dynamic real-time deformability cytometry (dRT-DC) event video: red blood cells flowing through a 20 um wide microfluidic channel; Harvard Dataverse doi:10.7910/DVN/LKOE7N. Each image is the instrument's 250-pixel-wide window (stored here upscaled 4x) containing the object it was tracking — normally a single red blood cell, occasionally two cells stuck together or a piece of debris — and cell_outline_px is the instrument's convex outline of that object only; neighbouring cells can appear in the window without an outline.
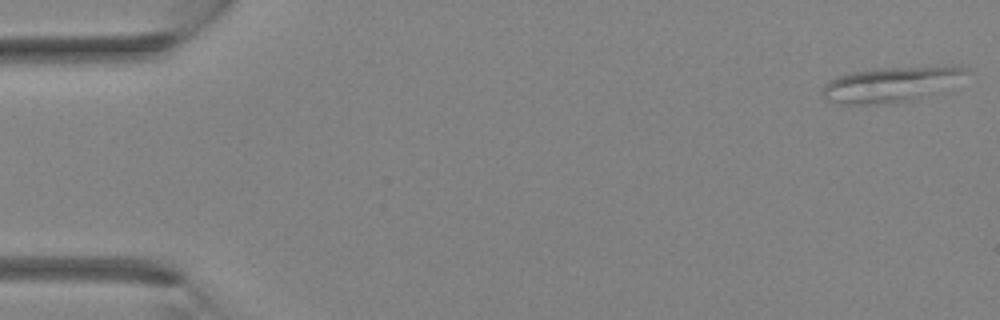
{"species": "Egyptian fruit bat (a non-hibernating species)", "species_latin": "Rousettus aegyptiacus", "temperature_condition": "room temperature", "stored_images_in_passage": 34, "camera_frame_rate_fps": 3000, "um_per_image_px": 0.085, "animal": {"sex": "female"}, "frame": {"image": 1, "passage_image": 1, "time_ms": 0.0, "image_size_px": [1000, 320], "cell_outline_px": [[968, 72], [912, 100], [888, 104], [840, 104], [824, 100], [820, 92], [824, 84], [828, 80], [836, 76], [852, 72], [880, 68], [956, 64], [960, 64], [968, 68]], "centroid_in_image_um": [75.55, 7.14], "position_along_channel_um": 9.4, "area_um2": 29.07}}
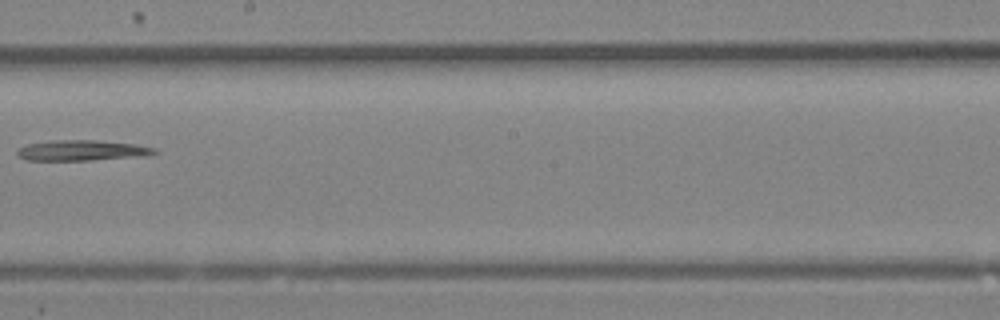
{"frame": {"image": 2, "passage_image": 20, "time_ms": 6.333, "image_size_px": [1000, 320], "cell_outline_px": [[160, 152], [148, 156], [92, 160], [24, 160], [16, 152], [20, 148], [28, 144], [52, 140], [96, 140], [136, 144], [156, 148]], "centroid_in_image_um": [7.05, 12.79], "position_along_channel_um": 241.1, "area_um2": 16.53}}
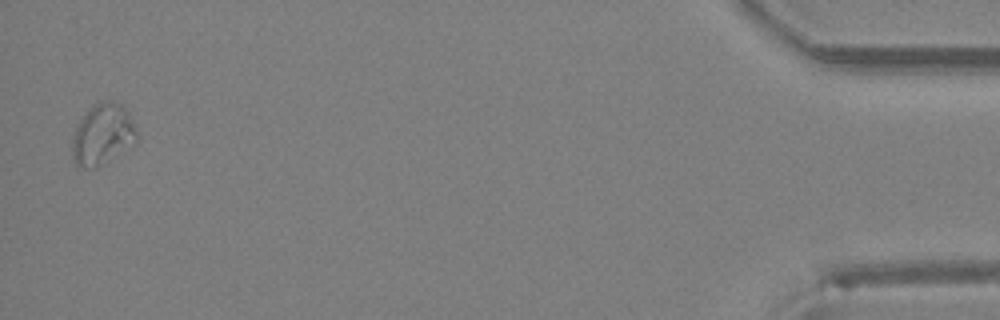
{"frame": {"image": 3, "passage_image": 34, "time_ms": 11.0, "image_size_px": [1000, 320], "cell_outline_px": [[136, 140], [132, 144], [96, 168], [84, 168], [76, 164], [72, 160], [72, 140], [76, 128], [80, 120], [100, 100], [112, 100], [120, 104], [128, 112], [136, 132]], "centroid_in_image_um": [8.69, 11.43], "position_along_channel_um": 426.5, "area_um2": 22.31}}